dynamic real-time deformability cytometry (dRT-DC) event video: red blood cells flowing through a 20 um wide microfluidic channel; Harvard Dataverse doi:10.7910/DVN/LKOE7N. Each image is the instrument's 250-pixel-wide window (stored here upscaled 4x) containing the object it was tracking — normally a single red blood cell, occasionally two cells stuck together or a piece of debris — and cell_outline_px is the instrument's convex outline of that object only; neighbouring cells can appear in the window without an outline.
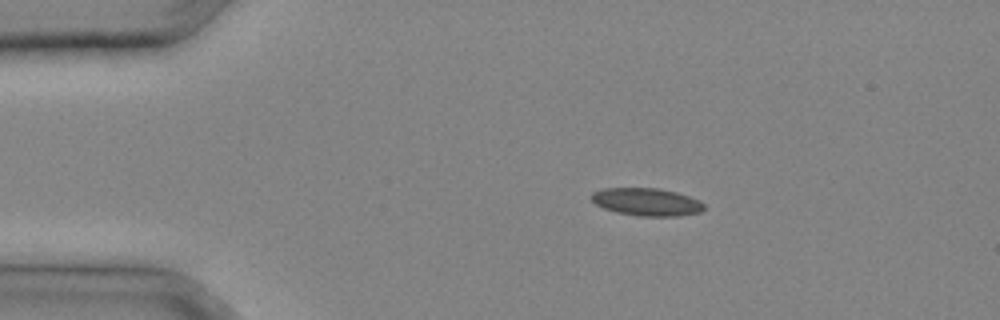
{"species": "common noctule bat (a hibernating species)", "species_latin": "Nyctalus noctula", "temperature_condition": "cold", "stored_images_in_passage": 26, "camera_frame_rate_fps": 3000, "um_per_image_px": 0.085, "animal": {"sex": "male", "body_mass_g": 20.4}, "frame": {"image": 1, "passage_image": 1, "time_ms": 0.0, "image_size_px": [1000, 320], "cell_outline_px": [[704, 208], [700, 212], [680, 216], [640, 216], [616, 212], [604, 208], [596, 204], [588, 196], [592, 192], [604, 188], [656, 188], [676, 192], [700, 200], [704, 204]], "centroid_in_image_um": [54.95, 17.16], "position_along_channel_um": 30.1, "area_um2": 18.21}}
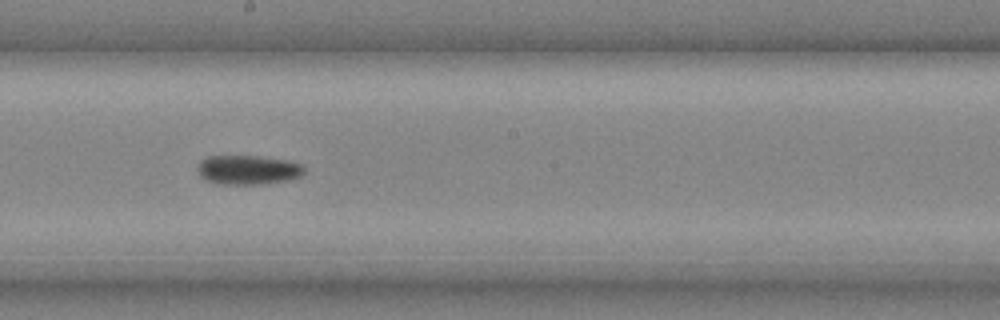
{"frame": {"image": 2, "passage_image": 13, "time_ms": 4.0, "image_size_px": [1000, 320], "cell_outline_px": [[304, 172], [300, 176], [292, 180], [264, 184], [216, 184], [204, 180], [200, 176], [196, 168], [196, 164], [200, 160], [208, 156], [256, 156], [288, 160], [304, 164]], "centroid_in_image_um": [21.06, 14.44], "position_along_channel_um": 227.1, "area_um2": 18.67}}
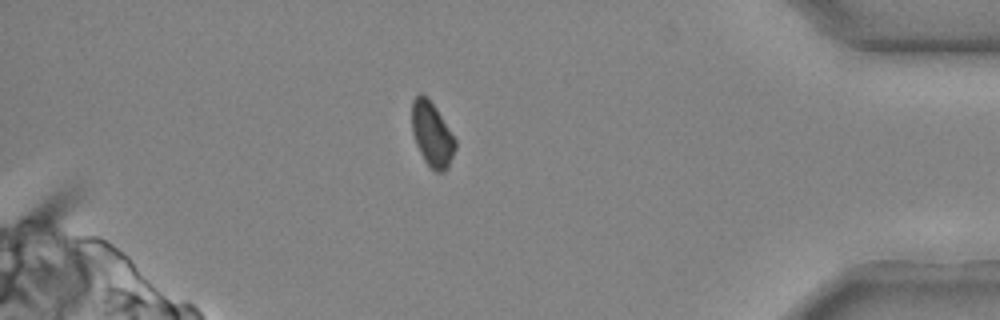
{"frame": {"image": 3, "passage_image": 23, "time_ms": 7.333, "image_size_px": [1000, 320], "cell_outline_px": [[456, 148], [448, 168], [444, 172], [436, 172], [424, 160], [416, 144], [412, 132], [412, 100], [420, 92], [428, 96], [436, 108], [456, 140]], "centroid_in_image_um": [36.72, 11.4], "position_along_channel_um": 398.5, "area_um2": 16.36}}